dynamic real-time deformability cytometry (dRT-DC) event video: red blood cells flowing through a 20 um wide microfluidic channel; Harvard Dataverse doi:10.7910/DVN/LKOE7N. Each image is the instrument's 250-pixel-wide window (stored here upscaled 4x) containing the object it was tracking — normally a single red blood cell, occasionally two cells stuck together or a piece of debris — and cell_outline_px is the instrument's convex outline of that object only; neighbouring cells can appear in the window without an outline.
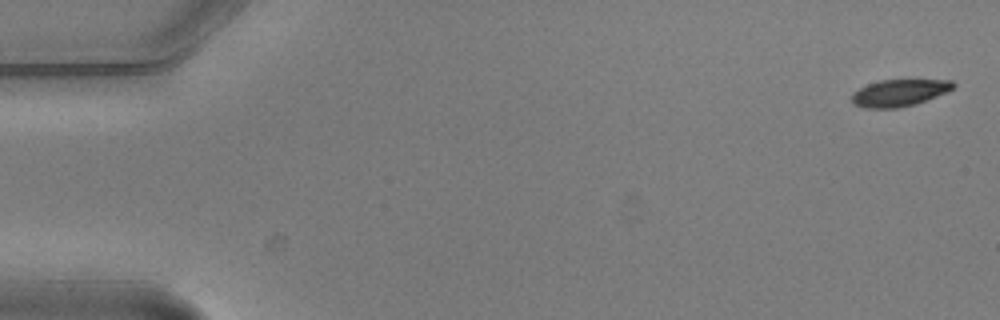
{"species": "common noctule bat (a hibernating species)", "species_latin": "Nyctalus noctula", "temperature_condition": "warm", "stored_images_in_passage": 6, "camera_frame_rate_fps": 3000, "um_per_image_px": 0.085, "animal": {"sex": "male", "body_mass_g": 20.5, "forearm_length_mm": 52.5}, "frame": {"image": 1, "passage_image": 1, "time_ms": 0.0, "image_size_px": [1000, 320], "cell_outline_px": [[956, 84], [952, 88], [936, 96], [916, 104], [900, 108], [864, 108], [852, 104], [852, 92], [868, 84], [880, 80], [952, 80]], "centroid_in_image_um": [76.39, 7.9], "position_along_channel_um": 8.6, "area_um2": 15.84}}
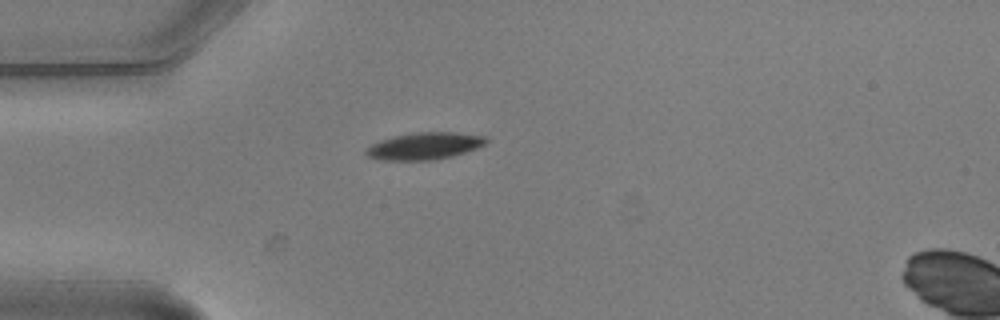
{"frame": {"image": 2, "passage_image": 5, "time_ms": 1.333, "image_size_px": [1000, 320], "cell_outline_px": [[488, 140], [484, 144], [476, 148], [452, 156], [432, 160], [380, 160], [368, 156], [364, 152], [372, 144], [380, 140], [396, 136], [416, 132], [452, 132], [488, 136]], "centroid_in_image_um": [36.09, 12.41], "position_along_channel_um": 48.9, "area_um2": 18.73}}